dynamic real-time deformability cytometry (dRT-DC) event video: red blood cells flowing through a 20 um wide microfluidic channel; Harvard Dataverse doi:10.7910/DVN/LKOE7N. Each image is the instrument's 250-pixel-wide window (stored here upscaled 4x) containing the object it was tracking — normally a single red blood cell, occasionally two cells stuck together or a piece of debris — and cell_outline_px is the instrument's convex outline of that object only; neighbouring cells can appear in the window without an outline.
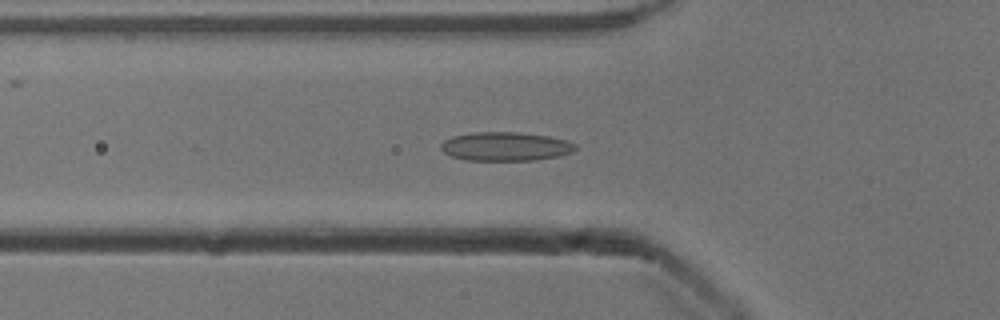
{"species": "common noctule bat (a hibernating species)", "species_latin": "Nyctalus noctula", "temperature_condition": "cold", "stored_images_in_passage": 52, "camera_frame_rate_fps": 3000, "um_per_image_px": 0.085, "animal": {"sex": "male", "body_mass_g": 13.3}, "frame": {"image": 1, "passage_image": 18, "time_ms": 5.667, "image_size_px": [1000, 320], "cell_outline_px": [[576, 148], [572, 152], [560, 156], [536, 160], [464, 160], [452, 156], [444, 152], [440, 148], [440, 144], [444, 140], [452, 136], [472, 132], [516, 132], [548, 136], [568, 140], [576, 144]], "centroid_in_image_um": [42.97, 12.44], "position_along_channel_um": 82.8, "area_um2": 22.72}}
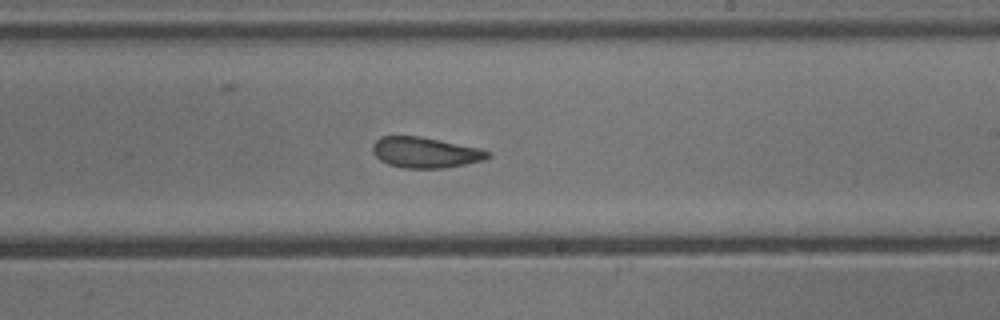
{"frame": {"image": 2, "passage_image": 31, "time_ms": 10.0, "image_size_px": [1000, 320], "cell_outline_px": [[492, 156], [484, 160], [444, 168], [404, 168], [388, 164], [380, 160], [372, 152], [372, 144], [380, 136], [420, 136], [480, 148], [492, 152]], "centroid_in_image_um": [36.15, 12.96], "position_along_channel_um": 252.8, "area_um2": 20.69}}
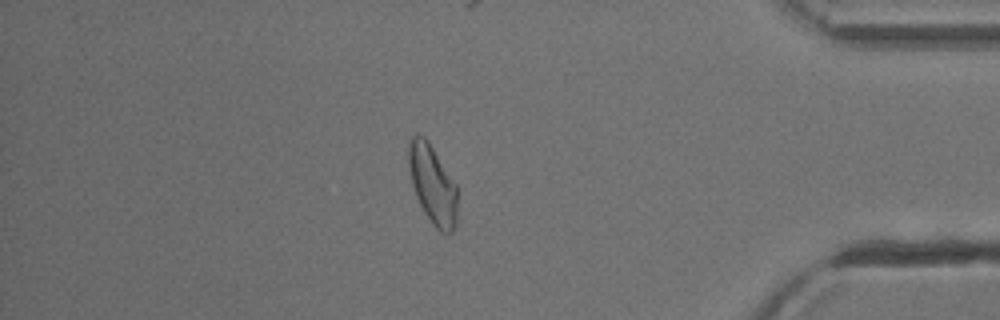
{"frame": {"image": 3, "passage_image": 45, "time_ms": 14.667, "image_size_px": [1000, 320], "cell_outline_px": [[456, 224], [452, 232], [448, 236], [440, 232], [432, 224], [424, 212], [416, 196], [412, 184], [408, 168], [408, 144], [412, 136], [424, 136], [428, 140], [456, 184]], "centroid_in_image_um": [36.76, 15.7], "position_along_channel_um": 398.4, "area_um2": 22.43}, "authors_computed_cell_mechanics": {"area_um2": 22.253, "velocity_mm_per_s": 3.9133, "shape_relaxation_time_tau1_ms": 8.8964, "shape_relaxation_time_tau2_ms": 2.5651, "deformation_change_tau1": 0.1596, "deformation_change_tau2": 0.0907}}